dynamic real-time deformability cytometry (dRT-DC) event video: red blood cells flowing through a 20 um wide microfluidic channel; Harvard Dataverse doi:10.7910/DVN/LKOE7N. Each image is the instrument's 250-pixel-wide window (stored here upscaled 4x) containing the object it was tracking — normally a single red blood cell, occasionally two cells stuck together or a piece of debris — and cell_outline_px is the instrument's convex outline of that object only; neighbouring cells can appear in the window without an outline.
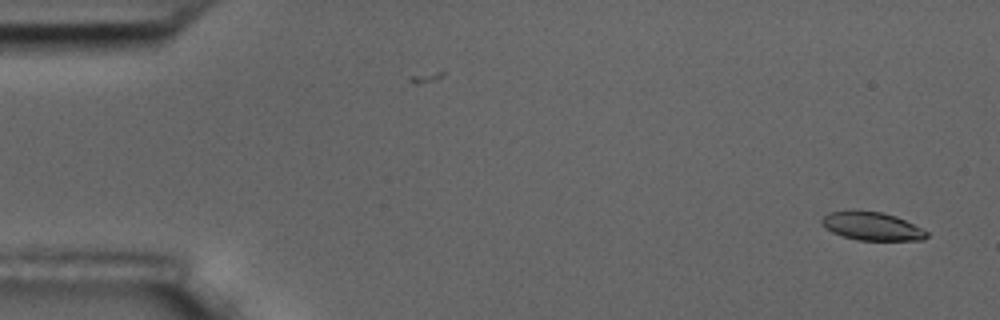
{"species": "common noctule bat (a hibernating species)", "species_latin": "Nyctalus noctula", "temperature_condition": "room temperature", "stored_images_in_passage": 2, "camera_frame_rate_fps": 3000, "um_per_image_px": 0.085, "animal": {"sex": "male", "body_mass_g": 17.5, "forearm_length_mm": 52.3}, "frame": {"image": 1, "passage_image": 2, "time_ms": 1.333, "image_size_px": [1000, 320], "cell_outline_px": [[928, 236], [924, 240], [856, 240], [832, 232], [824, 228], [820, 224], [820, 220], [828, 212], [852, 208], [880, 212], [896, 216], [928, 232]], "centroid_in_image_um": [74.03, 19.2], "position_along_channel_um": 11.0, "area_um2": 17.63}}